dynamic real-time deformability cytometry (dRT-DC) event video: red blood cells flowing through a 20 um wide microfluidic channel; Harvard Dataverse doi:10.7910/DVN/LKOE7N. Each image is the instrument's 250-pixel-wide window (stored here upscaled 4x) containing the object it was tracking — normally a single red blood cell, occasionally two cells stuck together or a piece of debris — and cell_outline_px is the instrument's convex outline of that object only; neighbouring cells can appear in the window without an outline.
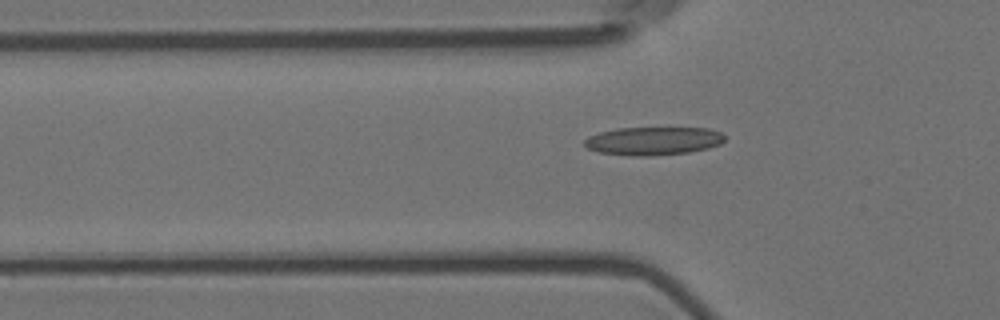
{"species": "Egyptian fruit bat (a non-hibernating species)", "species_latin": "Rousettus aegyptiacus", "temperature_condition": "room temperature", "stored_images_in_passage": 7, "segment_of_instrument_passage": [2, 2], "camera_frame_rate_fps": 3000, "um_per_image_px": 0.085, "animal": {"sex": "female"}, "frame": {"image": 1, "passage_image": 7, "time_ms": 2.0, "image_size_px": [1000, 320], "cell_outline_px": [[724, 140], [720, 144], [708, 148], [688, 152], [652, 156], [628, 156], [600, 152], [588, 148], [584, 144], [584, 140], [588, 136], [600, 132], [616, 128], [708, 128], [720, 132], [724, 136]], "centroid_in_image_um": [55.51, 11.98], "position_along_channel_um": 70.3, "area_um2": 23.06}}